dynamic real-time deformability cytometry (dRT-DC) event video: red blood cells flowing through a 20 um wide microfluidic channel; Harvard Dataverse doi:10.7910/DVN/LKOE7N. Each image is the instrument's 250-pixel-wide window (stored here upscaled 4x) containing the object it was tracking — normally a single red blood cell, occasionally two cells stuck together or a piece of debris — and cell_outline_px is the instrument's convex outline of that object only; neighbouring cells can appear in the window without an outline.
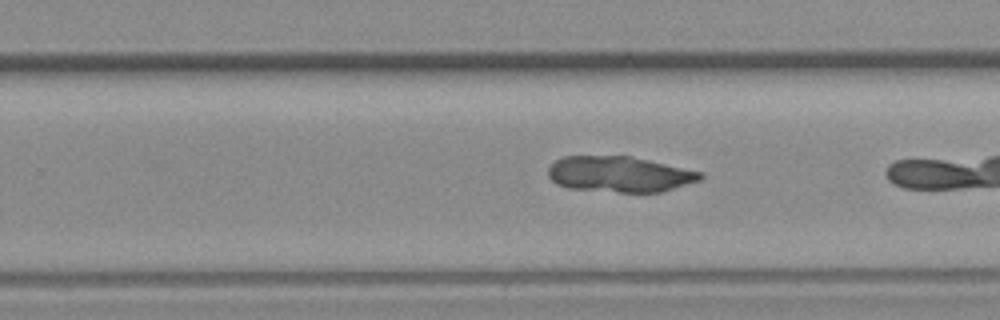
{"species": "common noctule bat (a hibernating species)", "species_latin": "Nyctalus noctula", "temperature_condition": "room temperature", "stored_images_in_passage": 38, "camera_frame_rate_fps": 3000, "um_per_image_px": 0.085, "animal": {"sex": "female", "body_mass_g": 19.3, "forearm_length_mm": 54.1}, "frame": {"image": 1, "passage_image": 30, "time_ms": 9.667, "image_size_px": [1000, 320], "cell_outline_px": [[704, 176], [700, 180], [660, 192], [620, 192], [568, 188], [556, 184], [548, 176], [548, 168], [556, 160], [564, 156], [628, 156], [648, 160], [704, 172]], "centroid_in_image_um": [52.65, 14.81], "position_along_channel_um": 277.1, "area_um2": 31.56}}
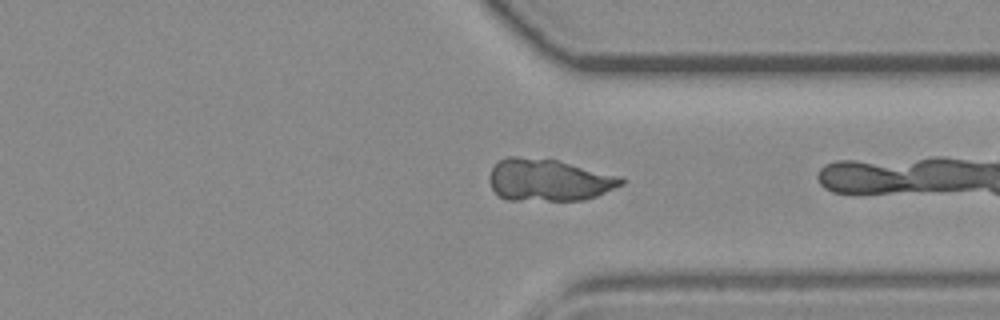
{"frame": {"image": 2, "passage_image": 37, "time_ms": 12.0, "image_size_px": [1000, 320], "cell_outline_px": [[624, 184], [596, 196], [584, 200], [508, 200], [500, 196], [492, 188], [488, 180], [488, 176], [492, 168], [500, 160], [508, 156], [516, 156], [556, 160], [624, 176]], "centroid_in_image_um": [46.66, 15.3], "position_along_channel_um": 364.7, "area_um2": 32.48}}